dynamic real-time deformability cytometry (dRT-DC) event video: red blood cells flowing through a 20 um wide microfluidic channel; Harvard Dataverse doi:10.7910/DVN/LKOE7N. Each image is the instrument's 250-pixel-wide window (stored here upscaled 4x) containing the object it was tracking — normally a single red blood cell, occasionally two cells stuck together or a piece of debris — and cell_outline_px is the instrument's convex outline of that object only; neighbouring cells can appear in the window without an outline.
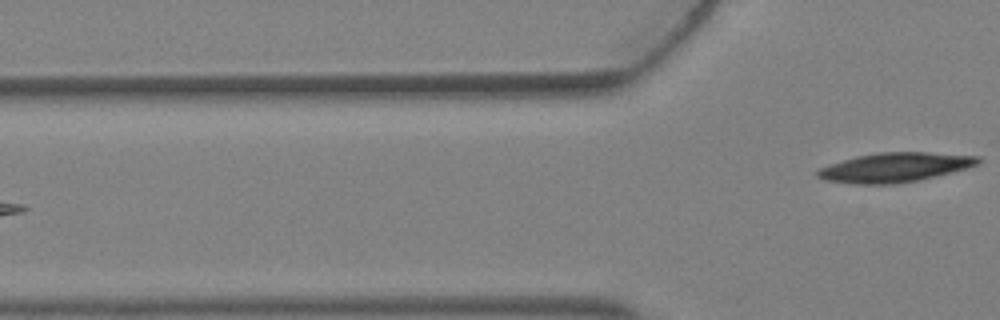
{"species": "Egyptian fruit bat (a non-hibernating species)", "species_latin": "Rousettus aegyptiacus", "temperature_condition": "warm", "stored_images_in_passage": 6, "camera_frame_rate_fps": 3000, "um_per_image_px": 0.085, "animal": {"sex": "female"}, "frame": {"image": 1, "passage_image": 6, "time_ms": 1.667, "image_size_px": [1000, 320], "cell_outline_px": [[984, 160], [980, 164], [920, 180], [896, 184], [856, 184], [824, 180], [816, 176], [816, 172], [820, 168], [856, 156], [876, 152], [928, 152], [980, 156]], "centroid_in_image_um": [76.1, 14.22], "position_along_channel_um": 49.7, "area_um2": 27.51}}